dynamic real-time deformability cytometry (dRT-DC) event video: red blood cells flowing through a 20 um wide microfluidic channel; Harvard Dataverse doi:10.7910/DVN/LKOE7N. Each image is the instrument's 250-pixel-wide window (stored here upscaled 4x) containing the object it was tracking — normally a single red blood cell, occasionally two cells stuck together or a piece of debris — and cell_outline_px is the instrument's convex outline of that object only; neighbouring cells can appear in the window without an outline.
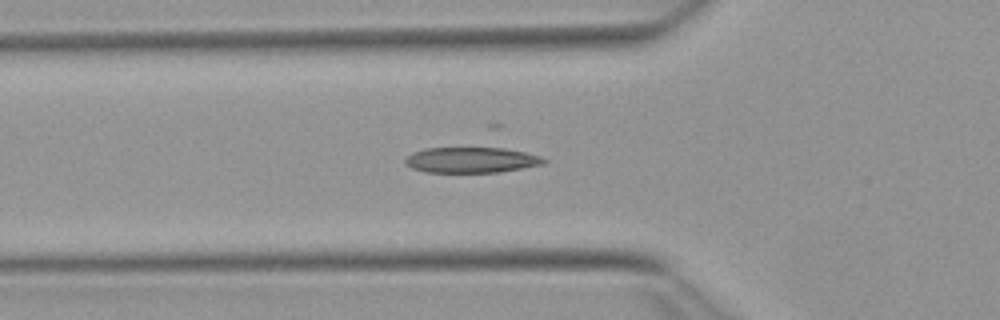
{"species": "Egyptian fruit bat (a non-hibernating species)", "species_latin": "Rousettus aegyptiacus", "temperature_condition": "warm", "stored_images_in_passage": 37, "camera_frame_rate_fps": 3000, "um_per_image_px": 0.085, "animal": {"sex": "female"}, "frame": {"image": 1, "passage_image": 2, "time_ms": 0.333, "image_size_px": [1000, 320], "cell_outline_px": [[548, 160], [544, 164], [500, 172], [424, 172], [412, 168], [404, 164], [404, 160], [412, 152], [428, 148], [496, 144], [540, 156]], "centroid_in_image_um": [40.11, 13.53], "position_along_channel_um": 85.7, "area_um2": 21.96}}
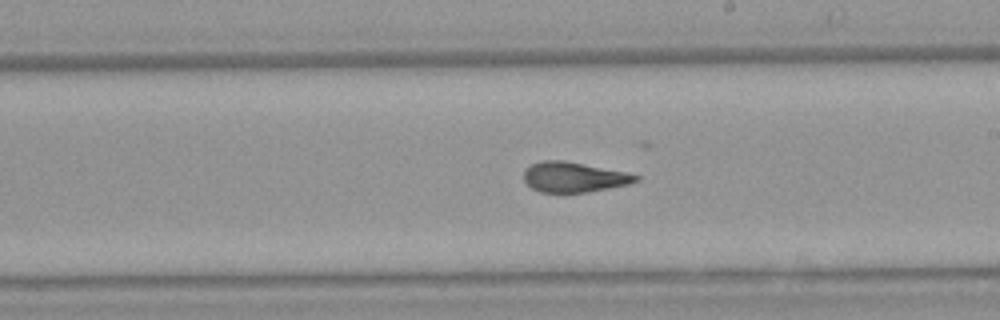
{"frame": {"image": 2, "passage_image": 14, "time_ms": 4.333, "image_size_px": [1000, 320], "cell_outline_px": [[640, 180], [628, 184], [588, 192], [564, 196], [540, 192], [532, 188], [524, 180], [524, 172], [532, 164], [544, 160], [564, 160], [624, 172], [640, 176]], "centroid_in_image_um": [48.75, 15.1], "position_along_channel_um": 240.3, "area_um2": 20.06}}
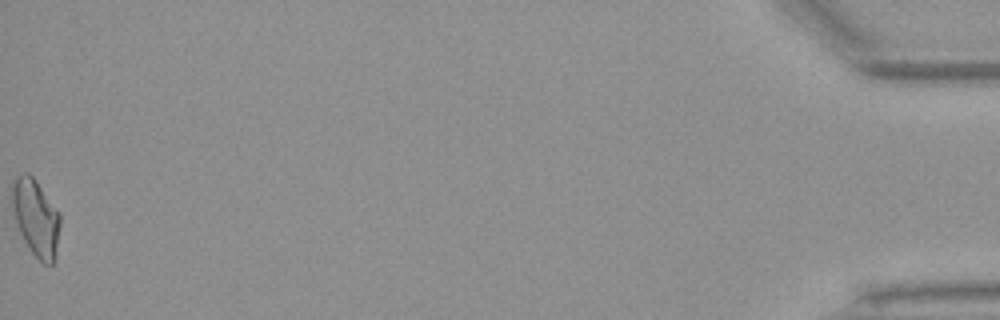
{"frame": {"image": 3, "passage_image": 37, "time_ms": 12.0, "image_size_px": [1000, 320], "cell_outline_px": [[60, 224], [52, 264], [44, 264], [32, 252], [24, 240], [20, 232], [12, 208], [12, 180], [16, 176], [24, 172], [28, 172], [36, 180], [60, 216]], "centroid_in_image_um": [3.01, 18.44], "position_along_channel_um": 432.2, "area_um2": 20.81}}